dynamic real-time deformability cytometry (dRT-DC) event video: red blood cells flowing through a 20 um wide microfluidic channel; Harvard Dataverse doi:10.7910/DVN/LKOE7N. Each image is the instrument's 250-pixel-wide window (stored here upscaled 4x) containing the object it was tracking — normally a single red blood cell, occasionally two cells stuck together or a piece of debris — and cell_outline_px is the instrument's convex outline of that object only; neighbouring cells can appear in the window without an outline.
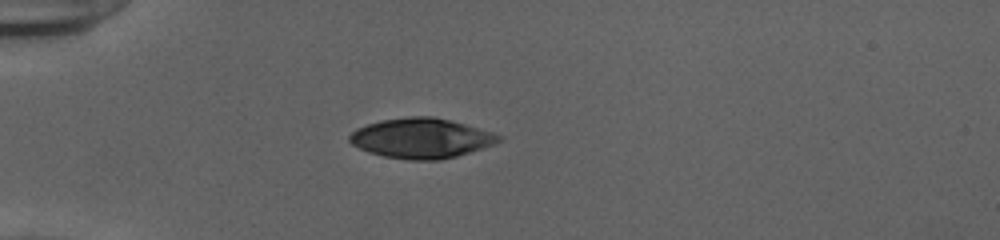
{"species": "human", "species_latin": "Homo sapiens", "temperature_condition": "cold", "stored_images_in_passage": 38, "camera_frame_rate_fps": 3000, "um_per_image_px": 0.085, "donor": {"sex": "female"}, "frame": {"image": 1, "passage_image": 1, "time_ms": 0.0, "image_size_px": [1000, 240], "cell_outline_px": [[504, 140], [496, 144], [456, 156], [440, 160], [408, 160], [384, 156], [368, 152], [352, 144], [348, 140], [348, 136], [356, 128], [380, 120], [412, 116], [432, 116], [464, 124], [492, 132], [504, 136]], "centroid_in_image_um": [35.82, 11.75], "position_along_channel_um": 49.2, "area_um2": 34.8}}
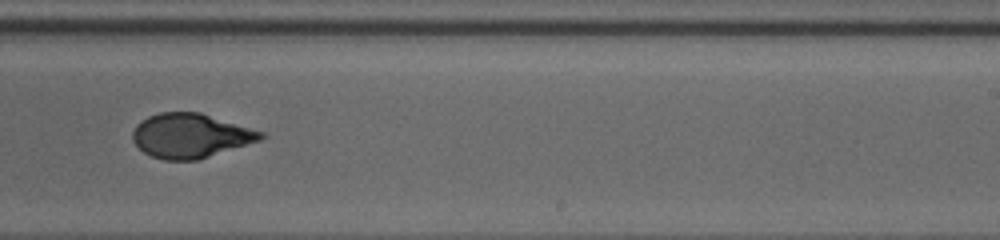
{"frame": {"image": 2, "passage_image": 20, "time_ms": 6.333, "image_size_px": [1000, 240], "cell_outline_px": [[268, 136], [260, 140], [196, 160], [164, 160], [152, 156], [144, 152], [132, 140], [132, 132], [136, 124], [148, 116], [160, 112], [200, 112], [264, 132]], "centroid_in_image_um": [16.18, 11.52], "position_along_channel_um": 272.8, "area_um2": 32.95}}
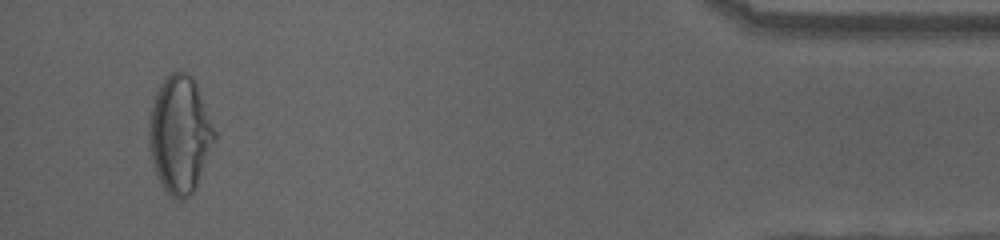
{"frame": {"image": 3, "passage_image": 36, "time_ms": 11.667, "image_size_px": [1000, 240], "cell_outline_px": [[216, 136], [196, 184], [192, 192], [184, 200], [180, 200], [172, 196], [164, 188], [156, 176], [148, 144], [148, 132], [152, 108], [156, 92], [164, 80], [172, 72], [184, 72], [196, 84], [216, 132]], "centroid_in_image_um": [15.26, 11.45], "position_along_channel_um": 419.9, "area_um2": 43.64}, "authors_computed_cell_mechanics": {"area_um2": 34.3621, "velocity_mm_per_s": 3.9112, "shape_relaxation_time_tau1_ms": 6.5299, "shape_relaxation_time_tau2_ms": 0.9224, "deformation_change_tau1": 0.2479, "deformation_change_tau2": 0.0504}}